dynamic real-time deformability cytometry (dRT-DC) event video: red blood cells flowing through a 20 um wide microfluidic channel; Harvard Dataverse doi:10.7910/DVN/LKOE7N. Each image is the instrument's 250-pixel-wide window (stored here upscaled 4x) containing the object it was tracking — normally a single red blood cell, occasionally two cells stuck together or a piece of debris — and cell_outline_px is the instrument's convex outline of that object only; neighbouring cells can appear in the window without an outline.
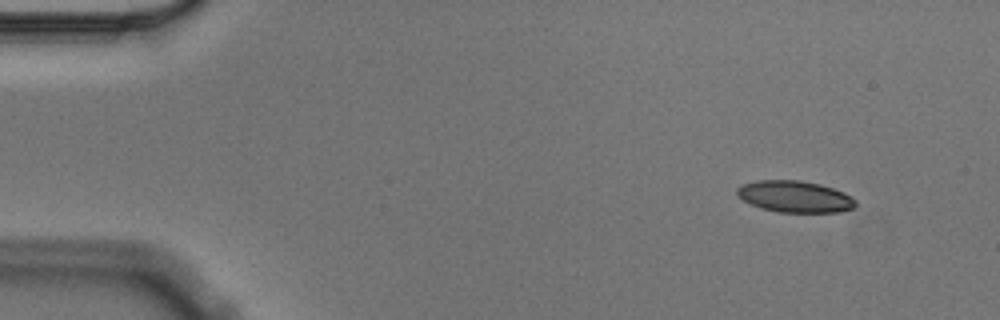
{"species": "Egyptian fruit bat (a non-hibernating species)", "species_latin": "Rousettus aegyptiacus", "temperature_condition": "cold", "stored_images_in_passage": 5, "segment_of_instrument_passage": [1, 2], "camera_frame_rate_fps": 3000, "um_per_image_px": 0.085, "animal": {"sex": "male"}, "frame": {"image": 1, "passage_image": 1, "time_ms": 0.0, "image_size_px": [1000, 320], "cell_outline_px": [[856, 204], [852, 208], [836, 212], [780, 212], [760, 208], [736, 196], [736, 188], [744, 184], [756, 180], [800, 180], [820, 184], [844, 192], [852, 196], [856, 200]], "centroid_in_image_um": [67.55, 16.7], "position_along_channel_um": 17.5, "area_um2": 21.79}}
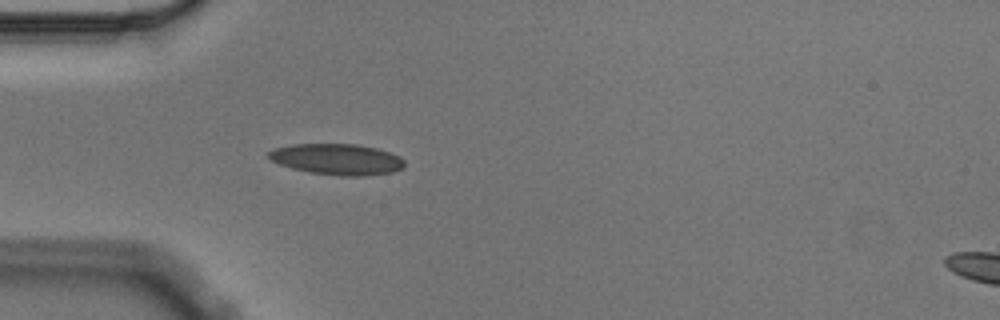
{"frame": {"image": 2, "passage_image": 4, "time_ms": 1.0, "image_size_px": [1000, 320], "cell_outline_px": [[404, 168], [392, 172], [364, 176], [340, 176], [308, 172], [292, 168], [280, 164], [264, 156], [268, 152], [276, 148], [292, 144], [356, 144], [376, 148], [400, 156], [404, 160]], "centroid_in_image_um": [28.65, 13.54], "position_along_channel_um": 56.4, "area_um2": 24.62}}